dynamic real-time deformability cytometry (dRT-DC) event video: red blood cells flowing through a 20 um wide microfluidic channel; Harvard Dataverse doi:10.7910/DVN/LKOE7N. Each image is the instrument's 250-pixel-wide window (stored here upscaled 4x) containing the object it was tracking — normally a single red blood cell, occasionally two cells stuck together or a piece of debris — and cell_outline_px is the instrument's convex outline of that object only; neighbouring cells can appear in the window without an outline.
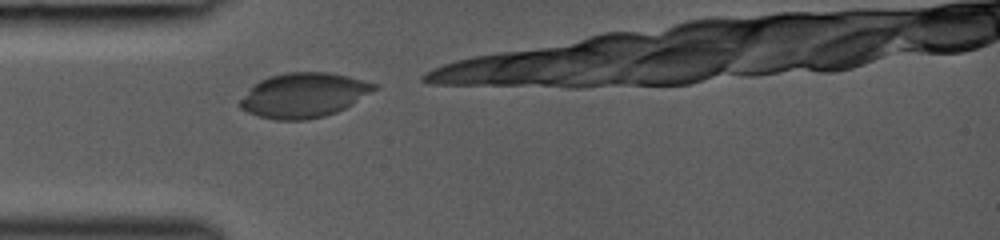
{"species": "common noctule bat (a hibernating species)", "species_latin": "Nyctalus noctula", "temperature_condition": "room temperature", "stored_images_in_passage": 6, "camera_frame_rate_fps": 3000, "um_per_image_px": 0.085, "animal": {"sex": "female", "body_mass_g": 19.0, "forearm_length_mm": 53.3}, "frame": {"image": 1, "passage_image": 1, "time_ms": 0.0, "image_size_px": [1000, 240], "cell_outline_px": [[380, 88], [352, 104], [336, 112], [324, 116], [308, 120], [276, 120], [256, 116], [240, 108], [236, 104], [252, 84], [268, 76], [288, 72], [328, 72], [348, 76], [380, 84]], "centroid_in_image_um": [25.81, 8.09], "position_along_channel_um": 59.2, "area_um2": 35.43}}
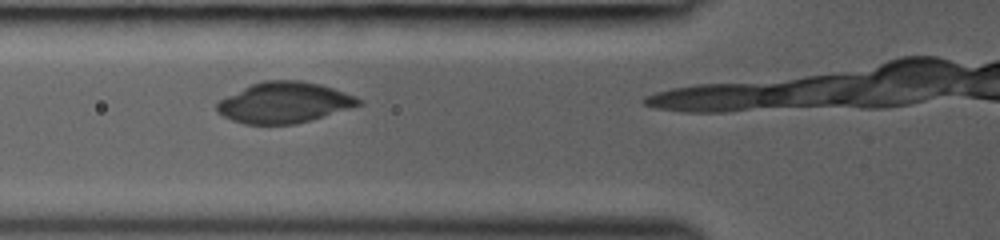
{"frame": {"image": 2, "passage_image": 4, "time_ms": 1.0, "image_size_px": [1000, 240], "cell_outline_px": [[364, 104], [296, 124], [244, 124], [232, 120], [216, 112], [216, 104], [220, 100], [252, 84], [264, 80], [300, 80], [320, 84], [356, 96], [364, 100]], "centroid_in_image_um": [24.19, 8.72], "position_along_channel_um": 101.6, "area_um2": 33.52}}